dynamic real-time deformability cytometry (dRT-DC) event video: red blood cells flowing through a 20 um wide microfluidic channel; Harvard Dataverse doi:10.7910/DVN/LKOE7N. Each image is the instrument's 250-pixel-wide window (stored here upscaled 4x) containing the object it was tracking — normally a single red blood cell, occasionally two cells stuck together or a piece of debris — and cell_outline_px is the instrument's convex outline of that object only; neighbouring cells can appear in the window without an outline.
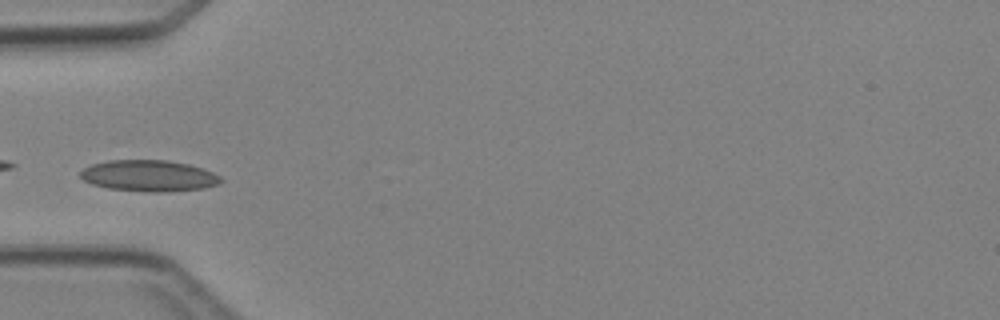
{"species": "Egyptian fruit bat (a non-hibernating species)", "species_latin": "Rousettus aegyptiacus", "temperature_condition": "cold", "stored_images_in_passage": 6, "camera_frame_rate_fps": 3000, "um_per_image_px": 0.085, "animal": {"sex": "female"}, "frame": {"image": 1, "passage_image": 6, "time_ms": 6.667, "image_size_px": [1000, 320], "cell_outline_px": [[224, 180], [220, 184], [204, 188], [164, 192], [148, 192], [108, 188], [92, 184], [84, 180], [80, 176], [80, 172], [84, 168], [92, 164], [108, 160], [168, 160], [188, 164], [212, 172], [220, 176]], "centroid_in_image_um": [12.67, 14.94], "position_along_channel_um": 72.3, "area_um2": 25.61}}